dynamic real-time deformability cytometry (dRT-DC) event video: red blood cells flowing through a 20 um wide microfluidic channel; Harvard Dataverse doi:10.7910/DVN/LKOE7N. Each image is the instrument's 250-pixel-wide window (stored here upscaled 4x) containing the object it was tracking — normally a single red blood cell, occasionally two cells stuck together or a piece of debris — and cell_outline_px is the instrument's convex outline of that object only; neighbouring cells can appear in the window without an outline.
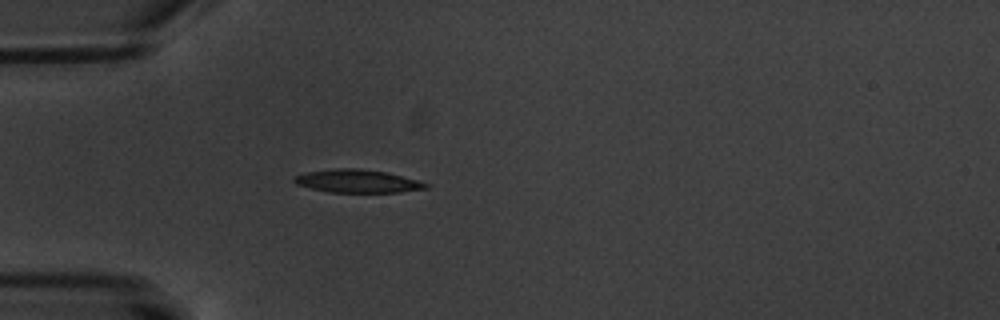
{"species": "common noctule bat (a hibernating species)", "species_latin": "Nyctalus noctula", "temperature_condition": "warm", "stored_images_in_passage": 1, "camera_frame_rate_fps": 3000, "um_per_image_px": 0.085, "animal": {"sex": "male", "body_mass_g": 20.1, "forearm_length_mm": 53.5}, "frame": {"image": 1, "passage_image": 1, "time_ms": 0.0, "image_size_px": [1000, 320], "cell_outline_px": [[432, 184], [428, 188], [400, 192], [328, 192], [296, 184], [292, 180], [296, 176], [304, 172], [336, 168], [360, 168], [384, 172]], "centroid_in_image_um": [30.37, 15.39], "position_along_channel_um": 54.6, "area_um2": 17.57}}